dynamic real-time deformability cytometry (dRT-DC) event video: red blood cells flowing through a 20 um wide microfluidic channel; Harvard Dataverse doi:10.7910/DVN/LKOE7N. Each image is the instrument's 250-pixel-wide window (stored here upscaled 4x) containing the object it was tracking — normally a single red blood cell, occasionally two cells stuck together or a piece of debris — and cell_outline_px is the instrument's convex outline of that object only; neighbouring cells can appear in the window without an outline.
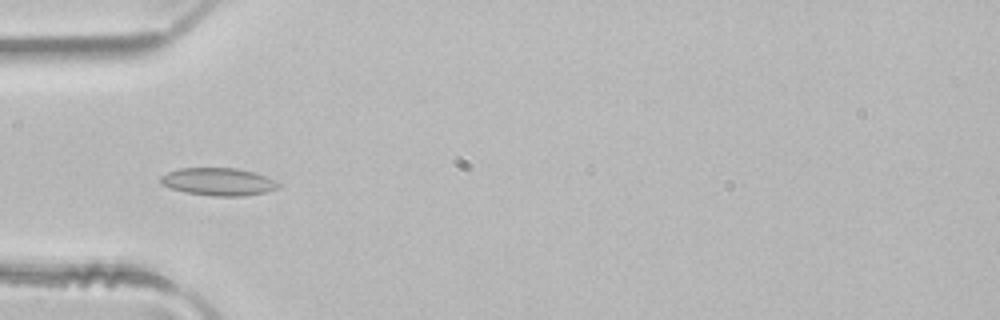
{"species": "common noctule bat (a hibernating species)", "species_latin": "Nyctalus noctula", "temperature_condition": "room temperature", "stored_images_in_passage": 49, "camera_frame_rate_fps": 3000, "um_per_image_px": 0.085, "animal": {"sex": "male", "body_mass_g": 21.5, "forearm_length_mm": 52.0}, "frame": {"image": 1, "passage_image": 15, "time_ms": 4.667, "image_size_px": [1000, 320], "cell_outline_px": [[280, 184], [276, 188], [264, 192], [244, 196], [212, 196], [184, 192], [172, 188], [164, 184], [160, 180], [160, 176], [168, 172], [180, 168], [236, 168], [252, 172], [264, 176]], "centroid_in_image_um": [18.52, 15.45], "position_along_channel_um": 66.5, "area_um2": 18.61}}
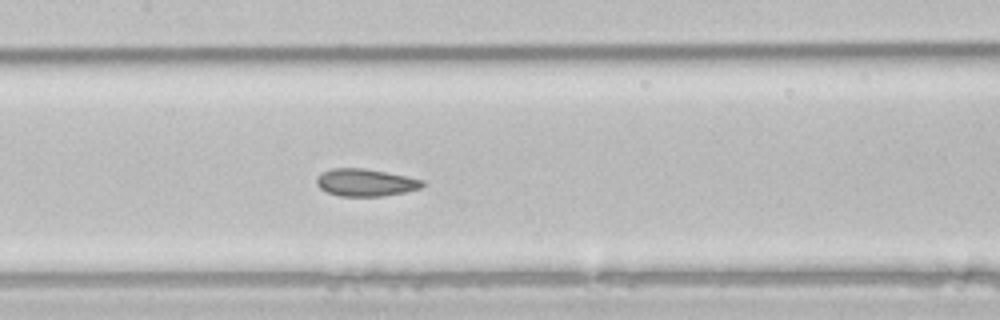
{"frame": {"image": 2, "passage_image": 23, "time_ms": 7.333, "image_size_px": [1000, 320], "cell_outline_px": [[428, 184], [420, 188], [404, 192], [384, 196], [340, 196], [328, 192], [320, 188], [316, 184], [316, 180], [324, 172], [332, 168], [364, 168], [424, 180]], "centroid_in_image_um": [31.1, 15.52], "position_along_channel_um": 176.3, "area_um2": 16.7}}
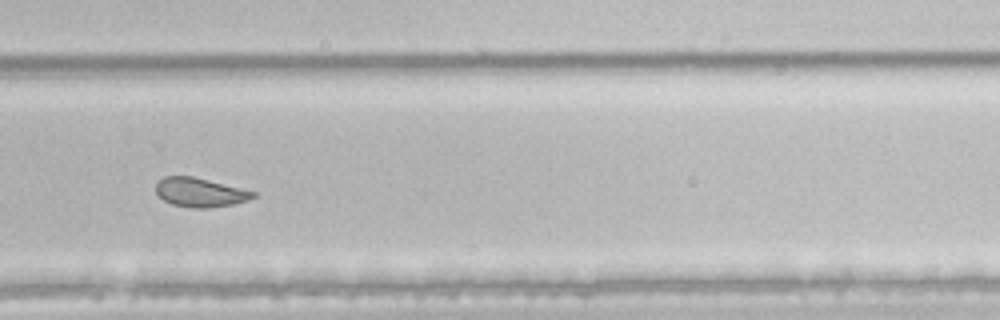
{"frame": {"image": 3, "passage_image": 33, "time_ms": 10.667, "image_size_px": [1000, 320], "cell_outline_px": [[256, 196], [248, 200], [232, 204], [208, 208], [192, 208], [172, 204], [164, 200], [156, 192], [156, 184], [164, 176], [192, 176], [256, 192]], "centroid_in_image_um": [16.99, 16.36], "position_along_channel_um": 312.8, "area_um2": 16.24}, "authors_computed_cell_mechanics": {"area_um2": 19.0162, "velocity_mm_per_s": 4.1159, "shape_relaxation_time_tau1_ms": null, "shape_relaxation_time_tau2_ms": 2.0418, "deformation_change_tau1": null, "deformation_change_tau2": 0.0712}}